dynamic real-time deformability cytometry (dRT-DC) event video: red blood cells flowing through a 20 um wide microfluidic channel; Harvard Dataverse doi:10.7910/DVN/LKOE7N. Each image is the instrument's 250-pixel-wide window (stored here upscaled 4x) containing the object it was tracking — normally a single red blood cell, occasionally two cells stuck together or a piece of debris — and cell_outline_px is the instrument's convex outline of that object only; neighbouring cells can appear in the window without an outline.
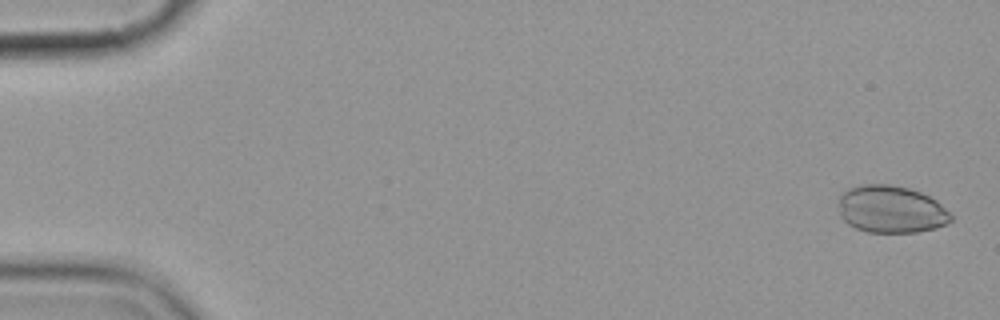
{"species": "common noctule bat (a hibernating species)", "species_latin": "Nyctalus noctula", "temperature_condition": "cold", "stored_images_in_passage": 5, "camera_frame_rate_fps": 3000, "um_per_image_px": 0.085, "animal": {"sex": "female", "body_mass_g": 19.9}, "frame": {"image": 1, "passage_image": 1, "time_ms": 0.0, "image_size_px": [1000, 320], "cell_outline_px": [[952, 220], [936, 228], [916, 232], [868, 232], [856, 228], [848, 224], [840, 216], [840, 196], [848, 188], [864, 184], [888, 184], [908, 188], [920, 192], [936, 200], [952, 216]], "centroid_in_image_um": [75.73, 17.79], "position_along_channel_um": 9.3, "area_um2": 30.75}}